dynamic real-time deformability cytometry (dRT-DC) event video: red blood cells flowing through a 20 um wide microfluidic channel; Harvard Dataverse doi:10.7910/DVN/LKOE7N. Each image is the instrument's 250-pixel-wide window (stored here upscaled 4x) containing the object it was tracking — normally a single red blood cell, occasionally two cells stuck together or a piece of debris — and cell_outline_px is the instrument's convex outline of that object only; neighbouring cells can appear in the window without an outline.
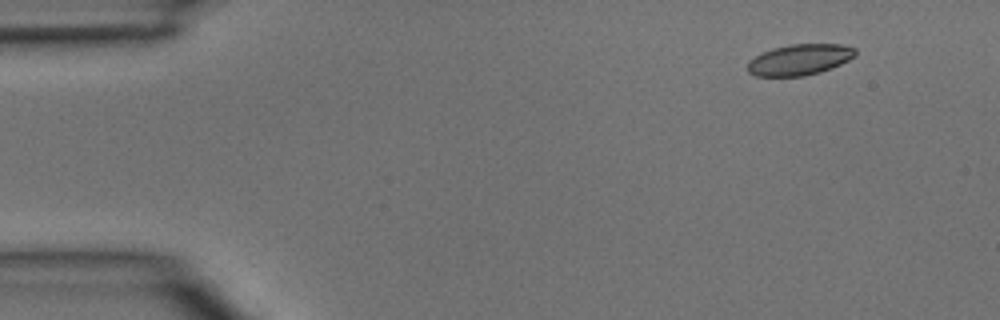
{"species": "common noctule bat (a hibernating species)", "species_latin": "Nyctalus noctula", "temperature_condition": "room temperature", "stored_images_in_passage": 4, "segment_of_instrument_passage": [2, 2], "camera_frame_rate_fps": 3000, "um_per_image_px": 0.085, "animal": {"sex": "male", "body_mass_g": 15.6}, "frame": {"image": 1, "passage_image": 4, "time_ms": 1.0, "image_size_px": [1000, 320], "cell_outline_px": [[856, 56], [832, 68], [820, 72], [804, 76], [756, 76], [748, 72], [748, 60], [772, 48], [792, 44], [844, 44], [856, 48]], "centroid_in_image_um": [67.99, 5.07], "position_along_channel_um": 17.0, "area_um2": 19.48}}